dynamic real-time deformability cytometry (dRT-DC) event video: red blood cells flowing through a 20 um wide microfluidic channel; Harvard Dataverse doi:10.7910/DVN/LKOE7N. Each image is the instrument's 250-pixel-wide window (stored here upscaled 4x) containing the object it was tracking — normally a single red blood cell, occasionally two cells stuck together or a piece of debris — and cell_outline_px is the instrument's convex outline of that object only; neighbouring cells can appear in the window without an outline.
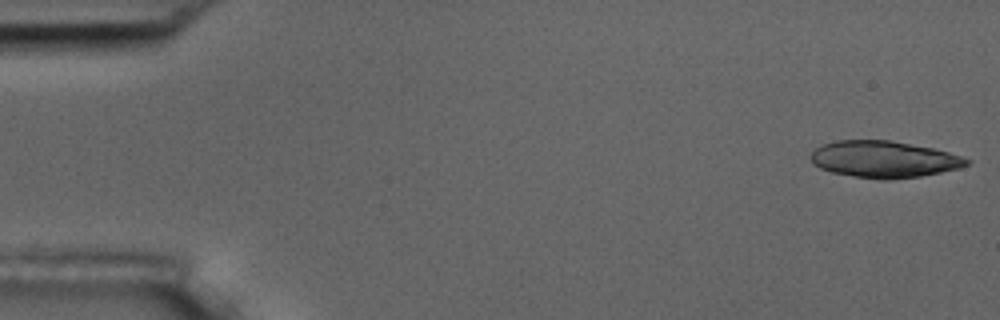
{"species": "common noctule bat (a hibernating species)", "species_latin": "Nyctalus noctula", "temperature_condition": "room temperature", "stored_images_in_passage": 34, "camera_frame_rate_fps": 3000, "um_per_image_px": 0.085, "animal": {"sex": "male", "body_mass_g": 17.5, "forearm_length_mm": 52.3}, "frame": {"image": 1, "passage_image": 1, "time_ms": 0.0, "image_size_px": [1000, 320], "cell_outline_px": [[972, 160], [968, 164], [960, 168], [920, 176], [888, 180], [880, 180], [832, 172], [820, 168], [808, 156], [816, 148], [824, 144], [836, 140], [888, 140], [932, 148], [948, 152]], "centroid_in_image_um": [75.13, 13.54], "position_along_channel_um": 9.9, "area_um2": 33.06}}